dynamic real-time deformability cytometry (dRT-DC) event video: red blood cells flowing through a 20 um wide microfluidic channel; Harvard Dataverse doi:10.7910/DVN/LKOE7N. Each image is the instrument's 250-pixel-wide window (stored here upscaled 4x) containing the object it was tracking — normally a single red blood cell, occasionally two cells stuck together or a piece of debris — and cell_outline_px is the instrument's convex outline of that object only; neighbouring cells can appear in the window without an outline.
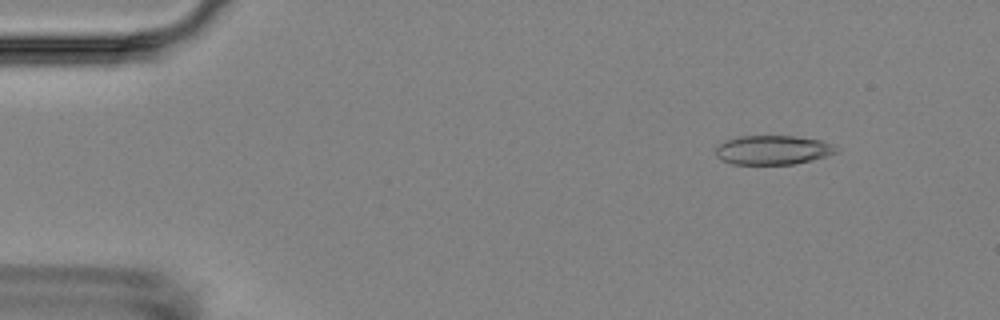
{"species": "Egyptian fruit bat (a non-hibernating species)", "species_latin": "Rousettus aegyptiacus", "temperature_condition": "room temperature", "stored_images_in_passage": 6, "camera_frame_rate_fps": 3000, "um_per_image_px": 0.085, "animal": {"sex": "female"}, "frame": {"image": 1, "passage_image": 2, "time_ms": 2.0, "image_size_px": [1000, 320], "cell_outline_px": [[840, 148], [836, 152], [812, 160], [792, 164], [732, 164], [720, 160], [716, 156], [716, 148], [724, 140], [740, 136], [796, 136], [820, 140], [832, 144]], "centroid_in_image_um": [65.67, 12.74], "position_along_channel_um": 19.3, "area_um2": 20.52}}
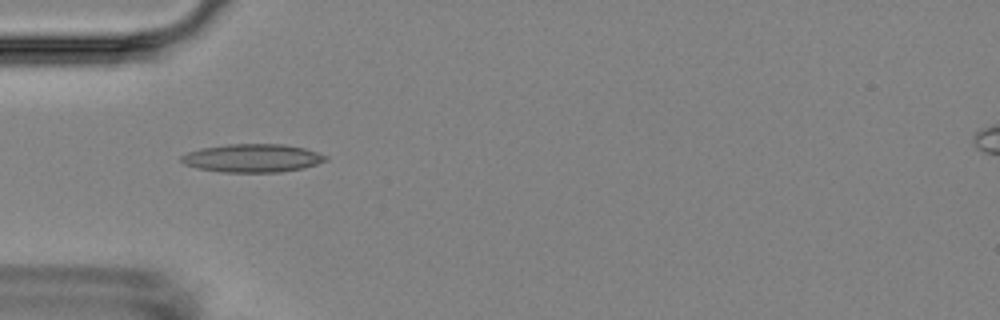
{"frame": {"image": 2, "passage_image": 5, "time_ms": 5.667, "image_size_px": [1000, 320], "cell_outline_px": [[328, 160], [304, 168], [280, 172], [224, 172], [196, 168], [184, 164], [180, 160], [180, 156], [188, 152], [200, 148], [228, 144], [284, 144], [304, 148], [328, 156]], "centroid_in_image_um": [21.45, 13.44], "position_along_channel_um": 63.6, "area_um2": 23.81}}